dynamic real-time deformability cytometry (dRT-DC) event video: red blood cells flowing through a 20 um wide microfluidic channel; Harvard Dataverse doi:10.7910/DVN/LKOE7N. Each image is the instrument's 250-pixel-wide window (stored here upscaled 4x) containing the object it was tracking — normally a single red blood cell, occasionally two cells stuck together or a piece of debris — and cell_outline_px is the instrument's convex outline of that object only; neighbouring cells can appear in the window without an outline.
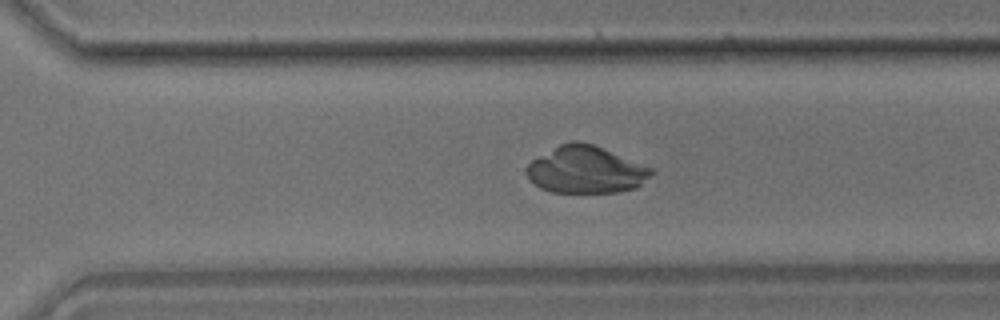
{"species": "common noctule bat (a hibernating species)", "species_latin": "Nyctalus noctula", "temperature_condition": "room temperature", "stored_images_in_passage": 47, "camera_frame_rate_fps": 3000, "um_per_image_px": 0.085, "animal": {"sex": "male", "body_mass_g": 17.9}, "frame": {"image": 1, "passage_image": 30, "time_ms": 9.667, "image_size_px": [1000, 320], "cell_outline_px": [[656, 172], [636, 188], [616, 192], [552, 192], [540, 188], [528, 180], [528, 164], [532, 160], [560, 144], [572, 140], [580, 140], [592, 144], [652, 168]], "centroid_in_image_um": [49.8, 14.43], "position_along_channel_um": 320.8, "area_um2": 33.99}}